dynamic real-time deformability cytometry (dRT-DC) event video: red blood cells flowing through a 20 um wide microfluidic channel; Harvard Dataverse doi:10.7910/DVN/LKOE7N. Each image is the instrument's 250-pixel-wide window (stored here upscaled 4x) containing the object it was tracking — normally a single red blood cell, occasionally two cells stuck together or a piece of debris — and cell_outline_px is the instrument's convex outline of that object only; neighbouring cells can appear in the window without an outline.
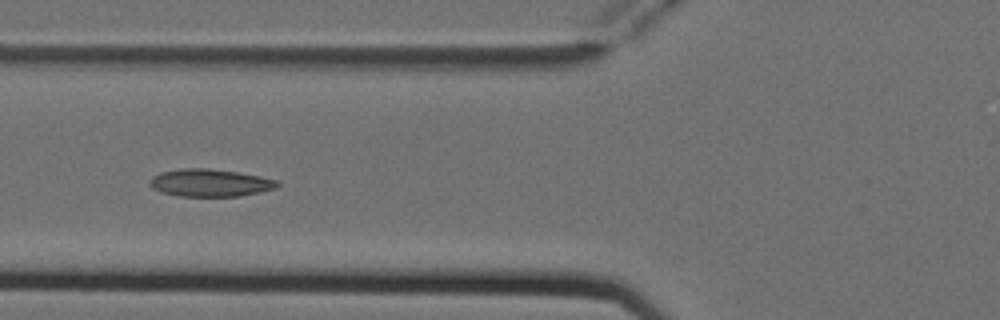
{"species": "Egyptian fruit bat (a non-hibernating species)", "species_latin": "Rousettus aegyptiacus", "temperature_condition": "cold", "stored_images_in_passage": 4, "camera_frame_rate_fps": 3000, "um_per_image_px": 0.085, "animal": {"sex": "female"}, "frame": {"image": 1, "passage_image": 2, "time_ms": 0.333, "image_size_px": [1000, 320], "cell_outline_px": [[280, 184], [276, 188], [260, 192], [240, 196], [180, 196], [160, 192], [152, 188], [148, 184], [148, 180], [152, 176], [160, 172], [180, 168], [208, 168], [236, 172], [260, 176], [280, 180]], "centroid_in_image_um": [17.83, 15.53], "position_along_channel_um": 108.0, "area_um2": 20.69}}
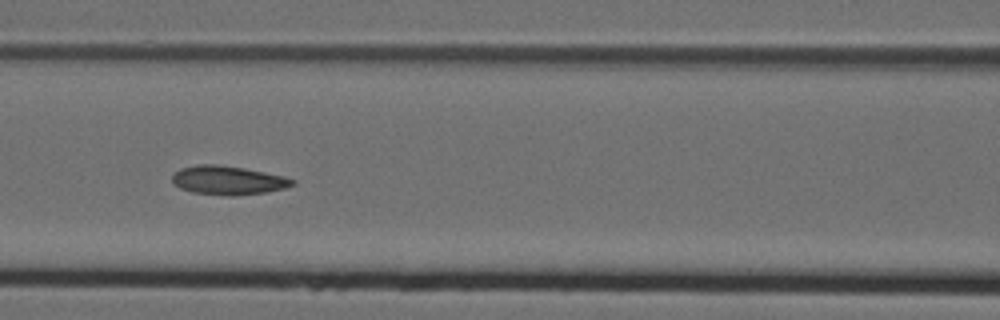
{"frame": {"image": 2, "passage_image": 3, "time_ms": 0.667, "image_size_px": [1000, 320], "cell_outline_px": [[296, 184], [288, 188], [268, 192], [232, 196], [192, 192], [180, 188], [172, 184], [172, 176], [180, 168], [196, 164], [216, 164], [244, 168], [284, 176], [296, 180]], "centroid_in_image_um": [19.41, 15.32], "position_along_channel_um": 147.2, "area_um2": 20.4}}
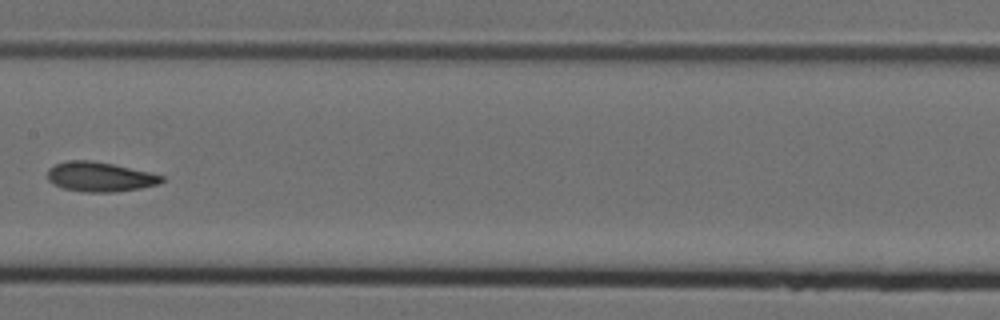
{"frame": {"image": 3, "passage_image": 4, "time_ms": 1.0, "image_size_px": [1000, 320], "cell_outline_px": [[164, 180], [156, 184], [140, 188], [116, 192], [84, 192], [64, 188], [52, 184], [48, 180], [48, 168], [64, 160], [92, 160], [152, 172], [164, 176]], "centroid_in_image_um": [8.47, 15.02], "position_along_channel_um": 198.9, "area_um2": 19.83}}